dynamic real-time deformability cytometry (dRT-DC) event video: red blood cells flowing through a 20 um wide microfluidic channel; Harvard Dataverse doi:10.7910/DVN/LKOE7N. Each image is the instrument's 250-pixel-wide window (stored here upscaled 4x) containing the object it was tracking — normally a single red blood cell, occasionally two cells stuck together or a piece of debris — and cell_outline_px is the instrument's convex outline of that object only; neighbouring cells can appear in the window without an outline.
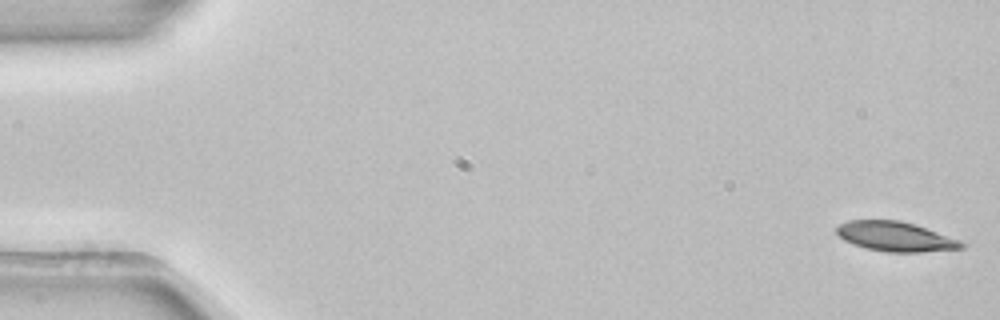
{"species": "common noctule bat (a hibernating species)", "species_latin": "Nyctalus noctula", "temperature_condition": "room temperature", "stored_images_in_passage": 52, "camera_frame_rate_fps": 3000, "um_per_image_px": 0.085, "animal": {"sex": "female", "body_mass_g": 22.7, "forearm_length_mm": 54.2}, "frame": {"image": 1, "passage_image": 1, "time_ms": 0.0, "image_size_px": [1000, 320], "cell_outline_px": [[968, 244], [964, 248], [924, 252], [884, 252], [864, 248], [852, 244], [844, 240], [836, 232], [836, 228], [840, 224], [848, 220], [900, 220], [916, 224], [960, 240]], "centroid_in_image_um": [76.14, 20.11], "position_along_channel_um": 8.9, "area_um2": 21.85}}
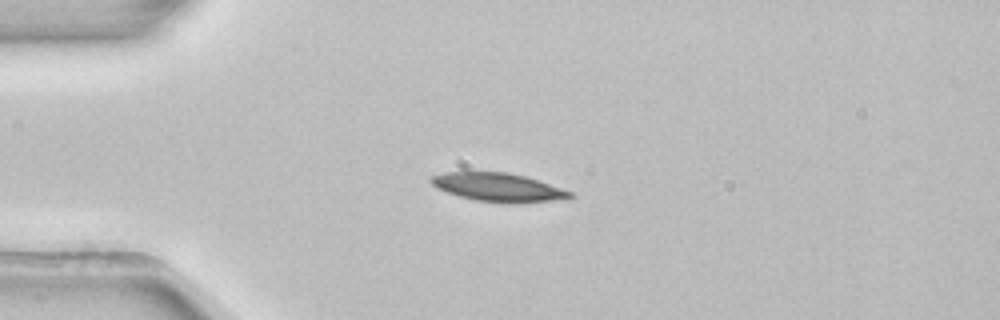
{"frame": {"image": 2, "passage_image": 13, "time_ms": 4.0, "image_size_px": [1000, 320], "cell_outline_px": [[576, 196], [568, 200], [516, 204], [504, 204], [476, 200], [460, 196], [436, 188], [428, 180], [432, 176], [444, 172], [508, 172], [524, 176], [572, 192]], "centroid_in_image_um": [42.4, 15.95], "position_along_channel_um": 42.6, "area_um2": 23.41}}
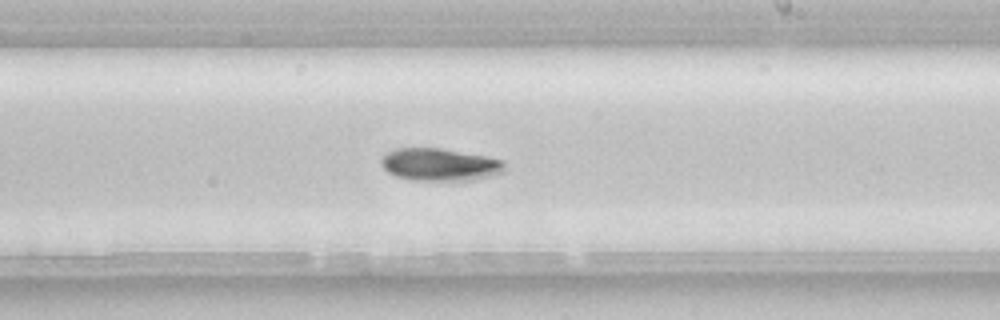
{"frame": {"image": 3, "passage_image": 31, "time_ms": 10.0, "image_size_px": [1000, 320], "cell_outline_px": [[504, 168], [500, 172], [488, 176], [472, 180], [412, 180], [396, 176], [388, 172], [380, 164], [380, 160], [388, 152], [396, 148], [440, 148], [484, 156], [504, 160]], "centroid_in_image_um": [37.33, 13.98], "position_along_channel_um": 251.7, "area_um2": 23.06}, "authors_computed_cell_mechanics": {"area_um2": 22.5131, "velocity_mm_per_s": 3.9006, "shape_relaxation_time_tau1_ms": 2.9534, "shape_relaxation_time_tau2_ms": null, "deformation_change_tau1": 0.1013, "deformation_change_tau2": null}}